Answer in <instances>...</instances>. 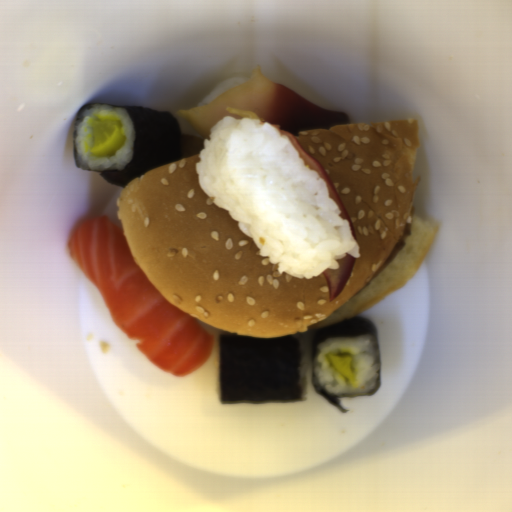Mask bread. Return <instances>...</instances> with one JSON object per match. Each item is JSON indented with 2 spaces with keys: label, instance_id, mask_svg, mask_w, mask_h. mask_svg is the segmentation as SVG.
Segmentation results:
<instances>
[{
  "label": "bread",
  "instance_id": "obj_1",
  "mask_svg": "<svg viewBox=\"0 0 512 512\" xmlns=\"http://www.w3.org/2000/svg\"><path fill=\"white\" fill-rule=\"evenodd\" d=\"M420 122L400 119L298 131L303 151L329 175L351 221L360 257L329 301L323 271L279 273L229 212L200 185L199 154L131 180L117 197L121 229L146 278L173 306L226 335L282 339L355 319L420 270L439 230L413 216Z\"/></svg>",
  "mask_w": 512,
  "mask_h": 512
}]
</instances>
